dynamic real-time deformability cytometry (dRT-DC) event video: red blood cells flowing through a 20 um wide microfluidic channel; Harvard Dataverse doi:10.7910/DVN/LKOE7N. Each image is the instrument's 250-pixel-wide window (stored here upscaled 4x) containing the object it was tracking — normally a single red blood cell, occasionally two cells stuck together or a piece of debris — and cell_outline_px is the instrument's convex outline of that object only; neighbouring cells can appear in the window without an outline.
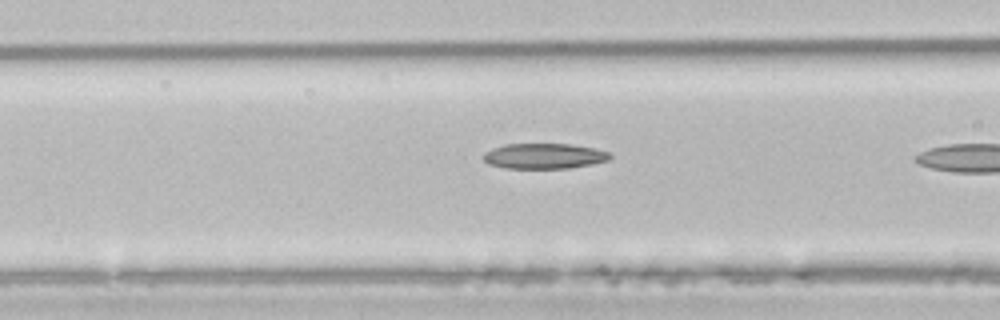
{"species": "common noctule bat (a hibernating species)", "species_latin": "Nyctalus noctula", "temperature_condition": "room temperature", "stored_images_in_passage": 6, "camera_frame_rate_fps": 3000, "um_per_image_px": 0.085, "animal": {"sex": "male", "body_mass_g": 21.5, "forearm_length_mm": 52.0}, "frame": {"image": 1, "passage_image": 5, "time_ms": 6.0, "image_size_px": [1000, 320], "cell_outline_px": [[612, 156], [608, 160], [592, 164], [568, 168], [504, 168], [488, 164], [484, 160], [484, 152], [492, 148], [504, 144], [572, 144], [592, 148], [608, 152]], "centroid_in_image_um": [46.22, 13.26], "position_along_channel_um": 120.4, "area_um2": 18.67}}